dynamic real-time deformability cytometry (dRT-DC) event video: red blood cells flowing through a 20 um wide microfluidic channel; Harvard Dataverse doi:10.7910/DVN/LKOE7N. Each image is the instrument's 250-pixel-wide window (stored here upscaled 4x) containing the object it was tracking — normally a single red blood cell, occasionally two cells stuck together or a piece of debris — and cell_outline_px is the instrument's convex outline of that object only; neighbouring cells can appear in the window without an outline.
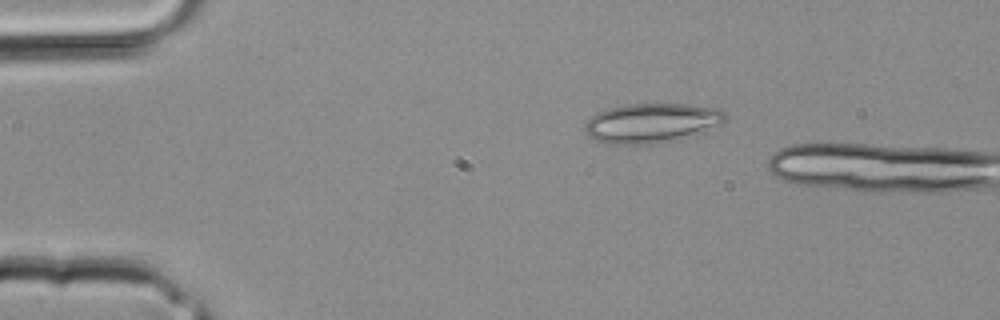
{"species": "common noctule bat (a hibernating species)", "species_latin": "Nyctalus noctula", "temperature_condition": "room temperature", "stored_images_in_passage": 3, "camera_frame_rate_fps": 3000, "um_per_image_px": 0.085, "animal": {"sex": "male", "body_mass_g": 20.4}, "frame": {"image": 1, "passage_image": 1, "time_ms": 0.0, "image_size_px": [1000, 320], "cell_outline_px": [[724, 124], [704, 132], [676, 140], [652, 144], [608, 144], [596, 140], [588, 136], [584, 132], [584, 124], [592, 116], [608, 108], [628, 104], [688, 104], [716, 108], [724, 112]], "centroid_in_image_um": [55.39, 10.47], "position_along_channel_um": 29.6, "area_um2": 32.48}}